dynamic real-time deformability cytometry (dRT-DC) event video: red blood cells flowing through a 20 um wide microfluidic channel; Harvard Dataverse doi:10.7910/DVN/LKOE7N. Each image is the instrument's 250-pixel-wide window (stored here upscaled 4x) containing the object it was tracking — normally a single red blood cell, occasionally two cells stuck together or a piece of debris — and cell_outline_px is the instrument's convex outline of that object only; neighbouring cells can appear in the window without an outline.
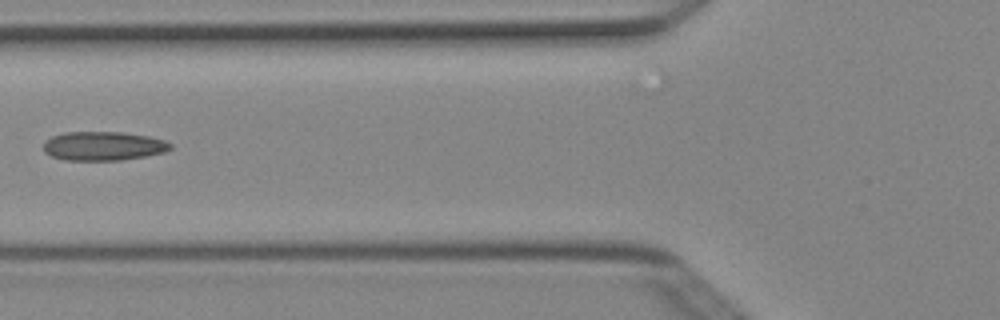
{"species": "Egyptian fruit bat (a non-hibernating species)", "species_latin": "Rousettus aegyptiacus", "temperature_condition": "cold", "stored_images_in_passage": 6, "camera_frame_rate_fps": 3000, "um_per_image_px": 0.085, "animal": {"sex": "female"}, "frame": {"image": 1, "passage_image": 4, "time_ms": 1.0, "image_size_px": [1000, 320], "cell_outline_px": [[172, 148], [164, 152], [144, 156], [120, 160], [64, 160], [52, 156], [44, 152], [44, 140], [52, 136], [64, 132], [124, 132], [148, 136], [164, 140], [172, 144]], "centroid_in_image_um": [8.76, 12.4], "position_along_channel_um": 117.0, "area_um2": 21.44}}
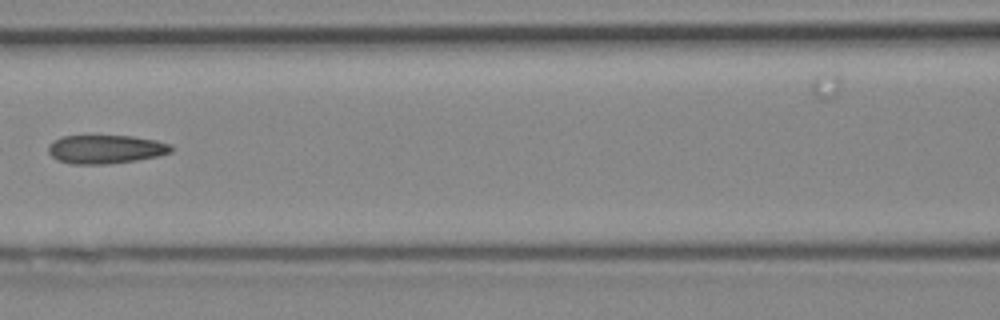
{"frame": {"image": 2, "passage_image": 5, "time_ms": 1.333, "image_size_px": [1000, 320], "cell_outline_px": [[176, 148], [172, 152], [160, 156], [136, 160], [108, 164], [72, 164], [56, 160], [48, 152], [48, 144], [64, 136], [132, 136], [156, 140], [172, 144]], "centroid_in_image_um": [9.04, 12.69], "position_along_channel_um": 157.6, "area_um2": 20.69}}